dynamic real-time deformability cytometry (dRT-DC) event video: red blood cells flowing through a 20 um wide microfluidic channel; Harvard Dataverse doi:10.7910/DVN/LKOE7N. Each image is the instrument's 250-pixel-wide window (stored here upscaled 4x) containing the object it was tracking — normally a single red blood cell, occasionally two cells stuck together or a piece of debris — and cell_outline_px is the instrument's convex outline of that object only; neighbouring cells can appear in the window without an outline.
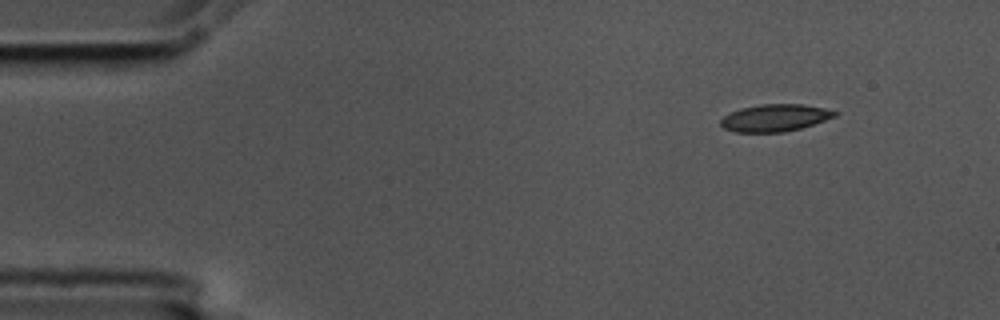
{"species": "common noctule bat (a hibernating species)", "species_latin": "Nyctalus noctula", "temperature_condition": "cold", "stored_images_in_passage": 51, "camera_frame_rate_fps": 3000, "um_per_image_px": 0.085, "animal": {"sex": "male", "body_mass_g": 17.5, "forearm_length_mm": 52.3}, "frame": {"image": 1, "passage_image": 1, "time_ms": 0.0, "image_size_px": [1000, 320], "cell_outline_px": [[840, 112], [836, 116], [800, 128], [784, 132], [736, 132], [724, 128], [720, 124], [720, 120], [724, 116], [740, 108], [760, 104], [804, 104], [824, 108]], "centroid_in_image_um": [65.87, 10.01], "position_along_channel_um": 19.1, "area_um2": 17.98}}
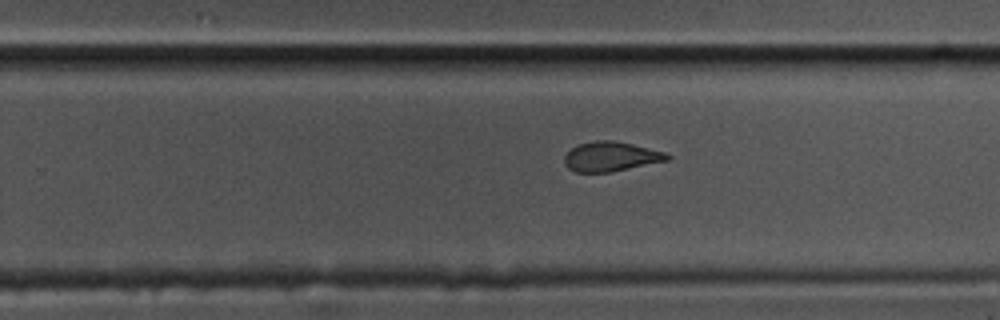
{"frame": {"image": 2, "passage_image": 30, "time_ms": 9.667, "image_size_px": [1000, 320], "cell_outline_px": [[672, 156], [668, 160], [608, 172], [576, 172], [568, 168], [564, 164], [564, 156], [572, 148], [580, 144], [596, 140], [612, 140], [632, 144], [664, 152]], "centroid_in_image_um": [51.89, 13.3], "position_along_channel_um": 277.9, "area_um2": 17.46}}
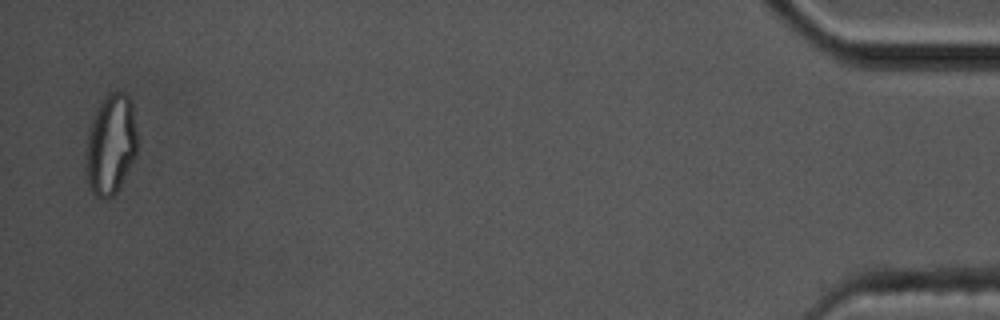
{"frame": {"image": 3, "passage_image": 50, "time_ms": 16.333, "image_size_px": [1000, 320], "cell_outline_px": [[136, 156], [116, 192], [112, 196], [104, 200], [96, 196], [92, 192], [88, 180], [84, 152], [92, 120], [100, 104], [112, 92], [124, 92], [128, 96], [132, 104], [136, 132]], "centroid_in_image_um": [9.41, 12.32], "position_along_channel_um": 425.8, "area_um2": 29.59}, "authors_computed_cell_mechanics": {"area_um2": 18.7272, "velocity_mm_per_s": 3.5537, "shape_relaxation_time_tau1_ms": 7.288, "shape_relaxation_time_tau2_ms": 1.9095, "deformation_change_tau1": 0.1978, "deformation_change_tau2": 0.0808}}